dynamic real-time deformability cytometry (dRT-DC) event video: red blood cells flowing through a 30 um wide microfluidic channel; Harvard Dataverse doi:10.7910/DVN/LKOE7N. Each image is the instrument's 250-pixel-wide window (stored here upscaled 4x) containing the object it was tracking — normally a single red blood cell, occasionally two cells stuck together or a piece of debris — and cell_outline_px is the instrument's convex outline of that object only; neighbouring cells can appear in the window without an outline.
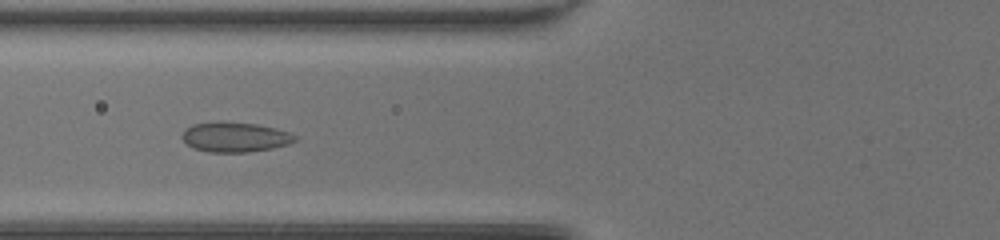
{"species": "common noctule bat (a hibernating species)", "species_latin": "Nyctalus noctula", "temperature_condition": "room temperature", "stored_images_in_passage": 41, "camera_frame_rate_fps": 3000, "um_per_image_px": 0.085, "animal": {"sex": "female", "body_mass_g": 20.0, "forearm_length_mm": 54.0}, "frame": {"image": 1, "passage_image": 12, "time_ms": 3.667, "image_size_px": [1000, 240], "cell_outline_px": [[296, 140], [288, 144], [272, 148], [248, 152], [208, 152], [196, 148], [188, 144], [180, 136], [192, 124], [216, 120], [220, 120], [256, 124], [276, 128], [288, 132], [296, 136]], "centroid_in_image_um": [19.97, 11.63], "position_along_channel_um": 105.8, "area_um2": 19.71}}
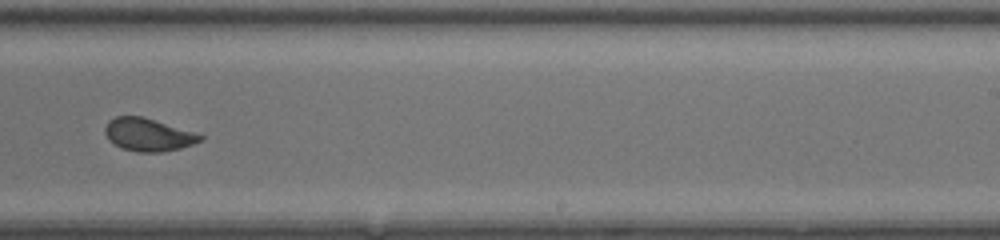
{"frame": {"image": 2, "passage_image": 24, "time_ms": 7.667, "image_size_px": [1000, 240], "cell_outline_px": [[204, 140], [180, 148], [160, 152], [136, 152], [120, 148], [108, 140], [104, 132], [104, 128], [108, 120], [116, 116], [144, 116], [204, 136]], "centroid_in_image_um": [12.54, 11.45], "position_along_channel_um": 276.5, "area_um2": 18.26}}
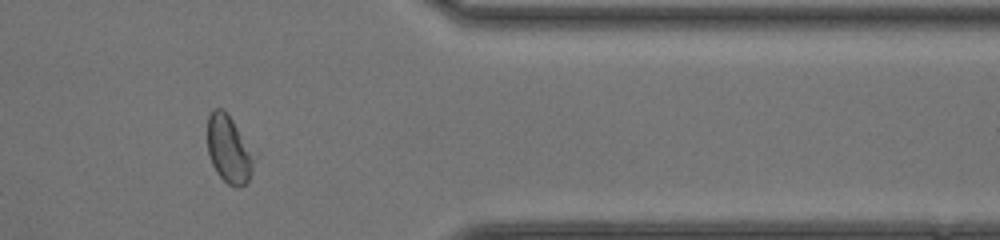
{"frame": {"image": 3, "passage_image": 33, "time_ms": 10.667, "image_size_px": [1000, 240], "cell_outline_px": [[256, 156], [252, 172], [248, 180], [244, 184], [236, 188], [228, 184], [216, 172], [212, 164], [208, 152], [208, 116], [212, 108], [224, 108]], "centroid_in_image_um": [19.46, 12.69], "position_along_channel_um": 391.9, "area_um2": 18.32}, "authors_computed_cell_mechanics": {"area_um2": 19.2474, "velocity_mm_per_s": 4.2606, "shape_relaxation_time_tau1_ms": 5.9671, "shape_relaxation_time_tau2_ms": 0.5875, "deformation_change_tau1": 0.154, "deformation_change_tau2": 0.0468}}